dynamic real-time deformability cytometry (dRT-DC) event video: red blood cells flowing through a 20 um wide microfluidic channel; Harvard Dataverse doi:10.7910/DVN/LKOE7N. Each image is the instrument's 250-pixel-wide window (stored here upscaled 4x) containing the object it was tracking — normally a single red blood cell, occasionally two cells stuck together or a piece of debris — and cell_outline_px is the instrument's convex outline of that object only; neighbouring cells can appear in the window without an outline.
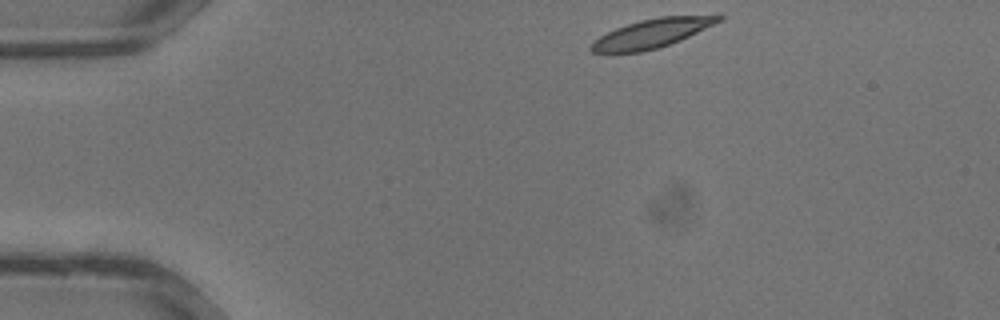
{"species": "common noctule bat (a hibernating species)", "species_latin": "Nyctalus noctula", "temperature_condition": "warm", "stored_images_in_passage": 30, "camera_frame_rate_fps": 3000, "um_per_image_px": 0.085, "animal": {"sex": "male", "body_mass_g": 13.3}, "frame": {"image": 1, "passage_image": 1, "time_ms": 0.0, "image_size_px": [1000, 320], "cell_outline_px": [[724, 16], [720, 20], [680, 40], [656, 48], [640, 52], [592, 52], [588, 48], [592, 40], [616, 28], [640, 20], [660, 16]], "centroid_in_image_um": [55.29, 2.85], "position_along_channel_um": 29.7, "area_um2": 20.75}}
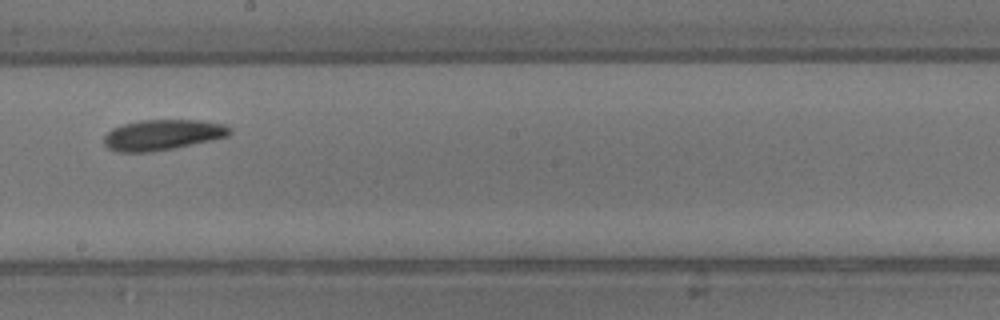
{"frame": {"image": 2, "passage_image": 15, "time_ms": 4.667, "image_size_px": [1000, 320], "cell_outline_px": [[232, 132], [228, 136], [212, 140], [152, 152], [116, 152], [108, 148], [104, 144], [104, 136], [112, 128], [124, 124], [140, 120], [200, 120], [224, 124], [232, 128]], "centroid_in_image_um": [13.82, 11.46], "position_along_channel_um": 234.4, "area_um2": 22.43}}
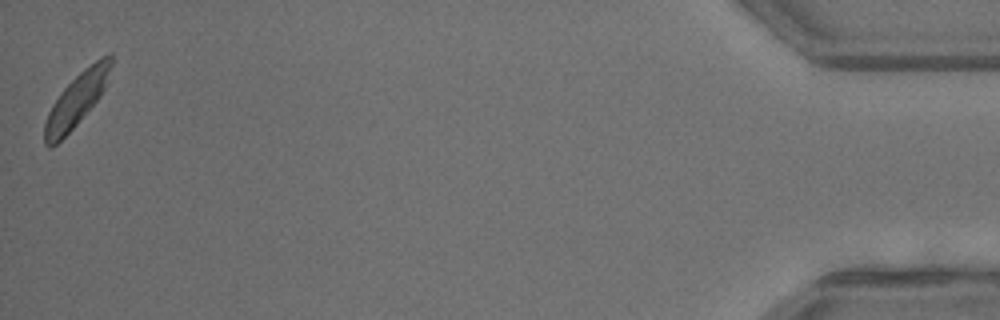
{"frame": {"image": 3, "passage_image": 30, "time_ms": 9.667, "image_size_px": [1000, 320], "cell_outline_px": [[112, 64], [104, 88], [100, 96], [76, 124], [56, 144], [48, 148], [44, 144], [44, 124], [48, 112], [52, 104], [60, 92], [84, 68], [100, 56], [108, 52], [112, 52]], "centroid_in_image_um": [6.5, 8.45], "position_along_channel_um": 428.7, "area_um2": 20.29}}